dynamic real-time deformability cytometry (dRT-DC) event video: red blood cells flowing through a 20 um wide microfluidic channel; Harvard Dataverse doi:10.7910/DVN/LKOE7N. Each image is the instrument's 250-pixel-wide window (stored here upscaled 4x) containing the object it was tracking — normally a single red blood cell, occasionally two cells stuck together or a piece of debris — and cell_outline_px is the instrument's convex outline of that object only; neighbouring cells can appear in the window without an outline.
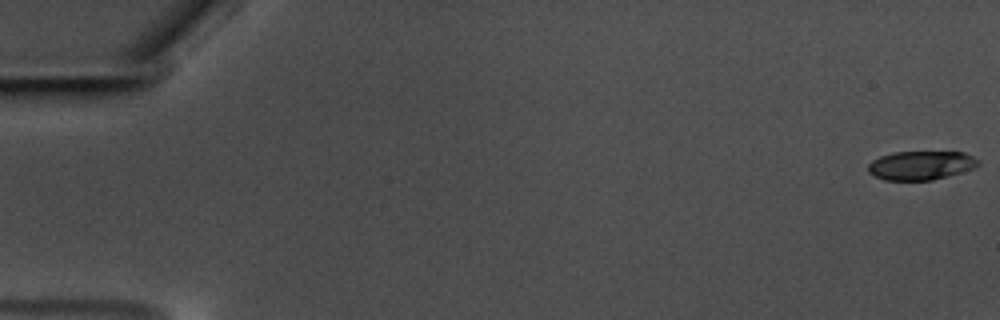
{"species": "common noctule bat (a hibernating species)", "species_latin": "Nyctalus noctula", "temperature_condition": "warm", "stored_images_in_passage": 59, "camera_frame_rate_fps": 3000, "um_per_image_px": 0.085, "animal": {"sex": "male", "body_mass_g": 17.5, "forearm_length_mm": 52.3}, "frame": {"image": 1, "passage_image": 1, "time_ms": 0.0, "image_size_px": [1000, 320], "cell_outline_px": [[980, 164], [972, 168], [960, 172], [932, 180], [884, 180], [868, 172], [868, 164], [872, 160], [880, 156], [892, 152], [964, 152], [980, 160]], "centroid_in_image_um": [78.26, 14.05], "position_along_channel_um": 6.7, "area_um2": 18.44}}
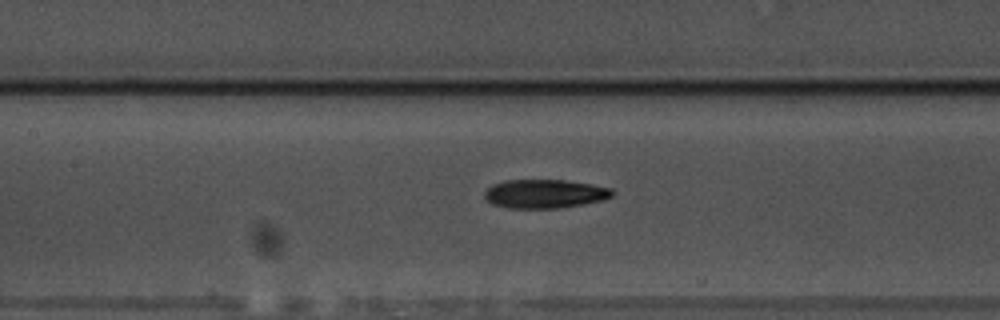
{"frame": {"image": 2, "passage_image": 28, "time_ms": 9.0, "image_size_px": [1000, 320], "cell_outline_px": [[612, 196], [600, 200], [584, 204], [560, 208], [508, 208], [492, 204], [484, 196], [484, 192], [492, 184], [504, 180], [564, 180], [592, 184], [612, 188]], "centroid_in_image_um": [46.28, 16.47], "position_along_channel_um": 161.1, "area_um2": 21.39}}
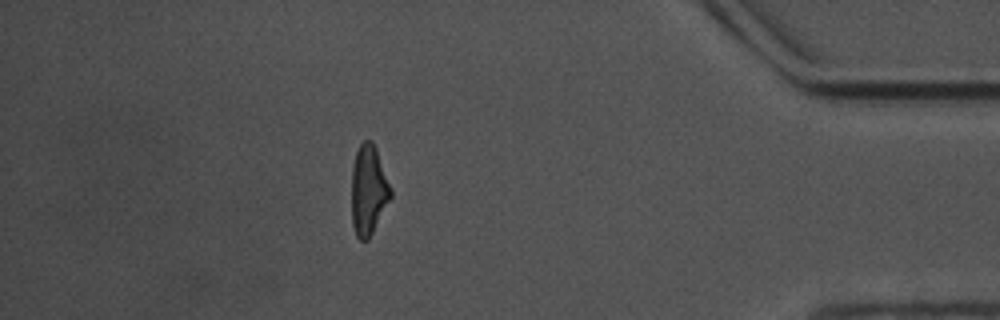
{"frame": {"image": 3, "passage_image": 52, "time_ms": 17.0, "image_size_px": [1000, 320], "cell_outline_px": [[392, 196], [368, 240], [360, 240], [356, 236], [352, 224], [352, 168], [356, 152], [360, 144], [364, 140], [372, 140], [376, 148], [392, 188]], "centroid_in_image_um": [31.33, 16.15], "position_along_channel_um": 403.9, "area_um2": 20.52}, "authors_computed_cell_mechanics": {"area_um2": 20.519, "velocity_mm_per_s": 3.5521, "shape_relaxation_time_tau1_ms": 5.2459, "shape_relaxation_time_tau2_ms": 4.4834, "deformation_change_tau1": 0.1871, "deformation_change_tau2": 0.1482}}